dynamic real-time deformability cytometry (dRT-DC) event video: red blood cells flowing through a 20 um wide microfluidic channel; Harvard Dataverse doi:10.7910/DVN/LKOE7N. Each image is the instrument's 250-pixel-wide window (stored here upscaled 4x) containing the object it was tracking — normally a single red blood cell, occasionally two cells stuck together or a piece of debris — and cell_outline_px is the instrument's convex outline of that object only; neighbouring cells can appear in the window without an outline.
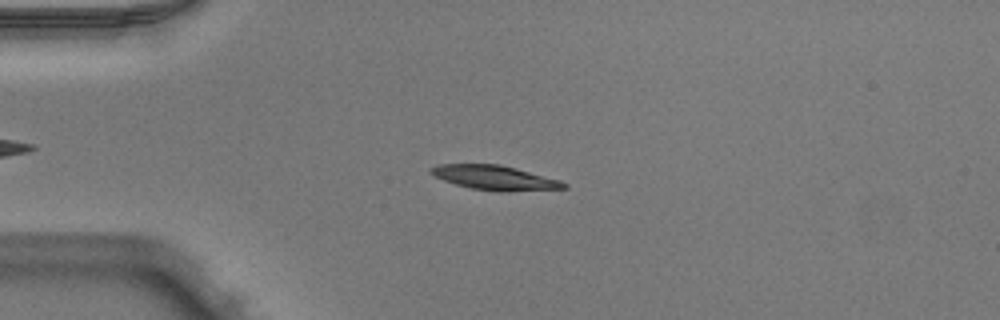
{"species": "Egyptian fruit bat (a non-hibernating species)", "species_latin": "Rousettus aegyptiacus", "temperature_condition": "warm", "stored_images_in_passage": 49, "camera_frame_rate_fps": 3000, "um_per_image_px": 0.085, "animal": {"sex": "male"}, "frame": {"image": 1, "passage_image": 11, "time_ms": 3.333, "image_size_px": [1000, 320], "cell_outline_px": [[568, 188], [508, 192], [500, 192], [472, 188], [456, 184], [444, 180], [436, 176], [432, 172], [432, 168], [440, 164], [500, 164], [516, 168], [560, 180], [568, 184]], "centroid_in_image_um": [42.15, 15.11], "position_along_channel_um": 42.9, "area_um2": 18.79}}
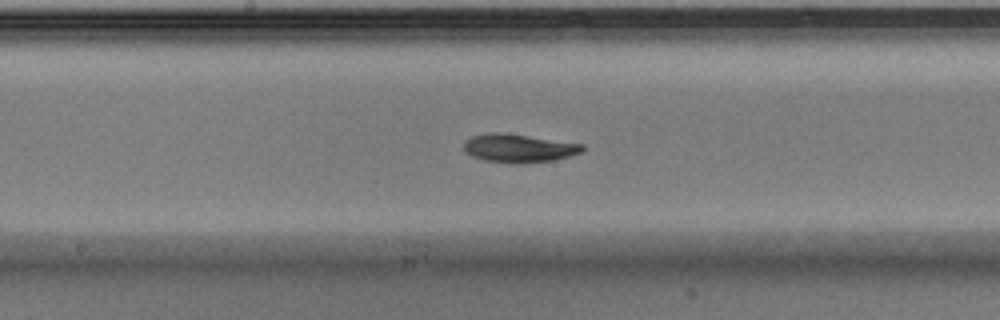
{"frame": {"image": 2, "passage_image": 25, "time_ms": 8.0, "image_size_px": [1000, 320], "cell_outline_px": [[584, 152], [556, 160], [524, 164], [516, 164], [484, 160], [472, 156], [464, 148], [464, 140], [472, 136], [488, 132], [500, 132], [584, 144]], "centroid_in_image_um": [44.12, 12.6], "position_along_channel_um": 204.1, "area_um2": 19.77}}
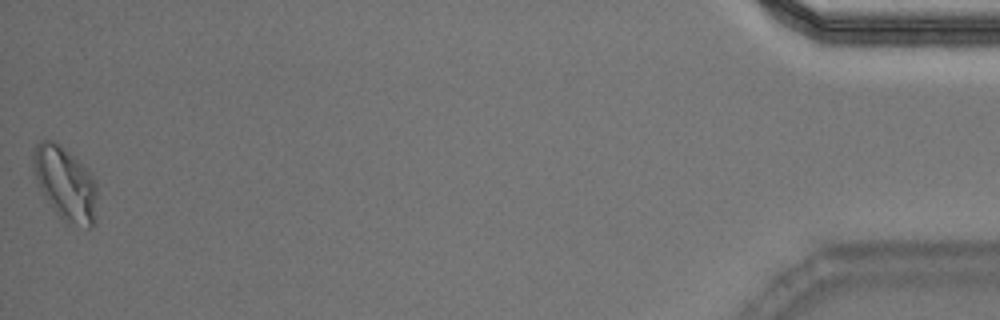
{"frame": {"image": 3, "passage_image": 49, "time_ms": 16.0, "image_size_px": [1000, 320], "cell_outline_px": [[96, 220], [92, 228], [88, 228], [64, 224], [44, 196], [32, 172], [32, 148], [40, 140], [52, 140], [60, 144], [92, 176], [96, 184]], "centroid_in_image_um": [5.52, 15.65], "position_along_channel_um": 429.7, "area_um2": 27.69}, "authors_computed_cell_mechanics": {"area_um2": 19.0162, "velocity_mm_per_s": 3.9708, "shape_relaxation_time_tau1_ms": 2.8015, "shape_relaxation_time_tau2_ms": 9.8723, "deformation_change_tau1": 0.1243, "deformation_change_tau2": 0.1509}}